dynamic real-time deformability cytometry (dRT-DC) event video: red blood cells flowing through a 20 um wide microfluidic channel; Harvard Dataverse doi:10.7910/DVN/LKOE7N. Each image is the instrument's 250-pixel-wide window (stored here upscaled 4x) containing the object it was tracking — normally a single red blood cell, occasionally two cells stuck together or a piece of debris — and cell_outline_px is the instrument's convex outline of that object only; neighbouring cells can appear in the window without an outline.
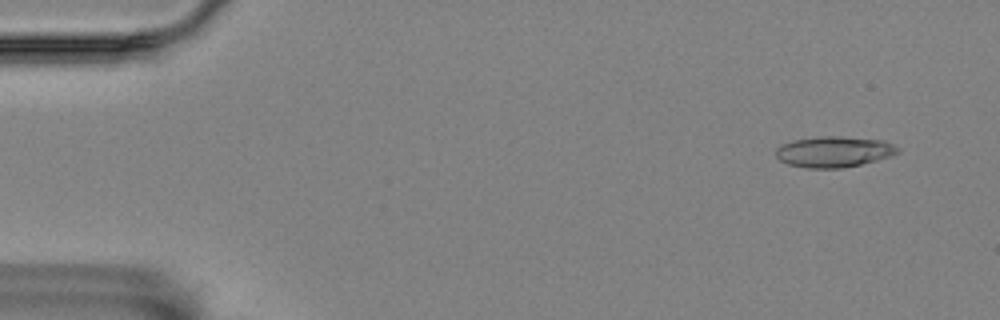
{"species": "Egyptian fruit bat (a non-hibernating species)", "species_latin": "Rousettus aegyptiacus", "temperature_condition": "room temperature", "stored_images_in_passage": 10, "camera_frame_rate_fps": 3000, "um_per_image_px": 0.085, "animal": {"sex": "female"}, "frame": {"image": 1, "passage_image": 2, "time_ms": 0.333, "image_size_px": [1000, 320], "cell_outline_px": [[900, 152], [892, 156], [860, 164], [840, 168], [808, 168], [788, 164], [780, 160], [776, 156], [776, 148], [792, 140], [820, 136], [840, 136], [884, 140], [892, 144]], "centroid_in_image_um": [70.88, 12.89], "position_along_channel_um": 14.1, "area_um2": 21.79}}
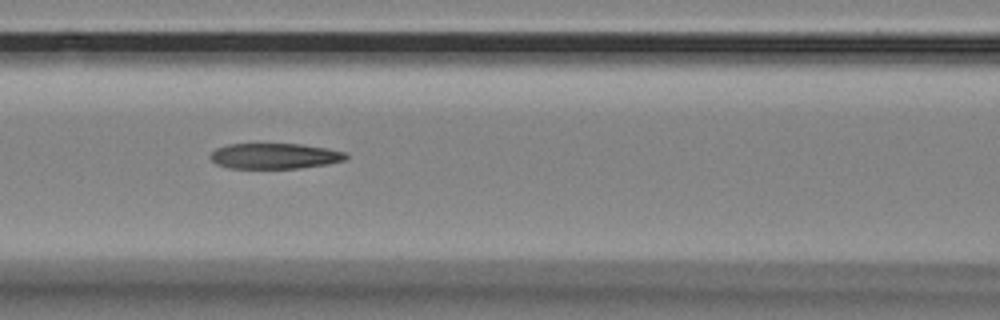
{"frame": {"image": 2, "passage_image": 7, "time_ms": 2.0, "image_size_px": [1000, 320], "cell_outline_px": [[348, 156], [344, 160], [328, 164], [300, 168], [228, 168], [216, 164], [208, 156], [216, 148], [228, 144], [300, 144], [324, 148], [344, 152]], "centroid_in_image_um": [23.3, 13.26], "position_along_channel_um": 143.3, "area_um2": 20.11}}
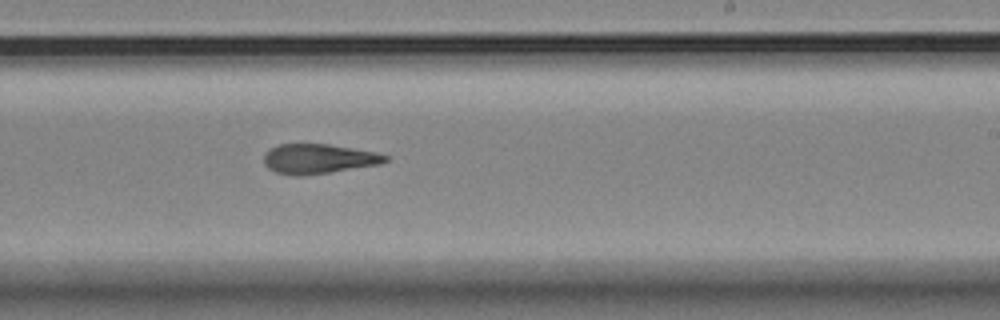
{"frame": {"image": 3, "passage_image": 10, "time_ms": 3.0, "image_size_px": [1000, 320], "cell_outline_px": [[388, 160], [380, 164], [304, 176], [292, 176], [276, 172], [268, 168], [264, 164], [264, 156], [272, 148], [280, 144], [328, 144], [376, 152], [388, 156]], "centroid_in_image_um": [27.07, 13.51], "position_along_channel_um": 261.9, "area_um2": 20.87}}